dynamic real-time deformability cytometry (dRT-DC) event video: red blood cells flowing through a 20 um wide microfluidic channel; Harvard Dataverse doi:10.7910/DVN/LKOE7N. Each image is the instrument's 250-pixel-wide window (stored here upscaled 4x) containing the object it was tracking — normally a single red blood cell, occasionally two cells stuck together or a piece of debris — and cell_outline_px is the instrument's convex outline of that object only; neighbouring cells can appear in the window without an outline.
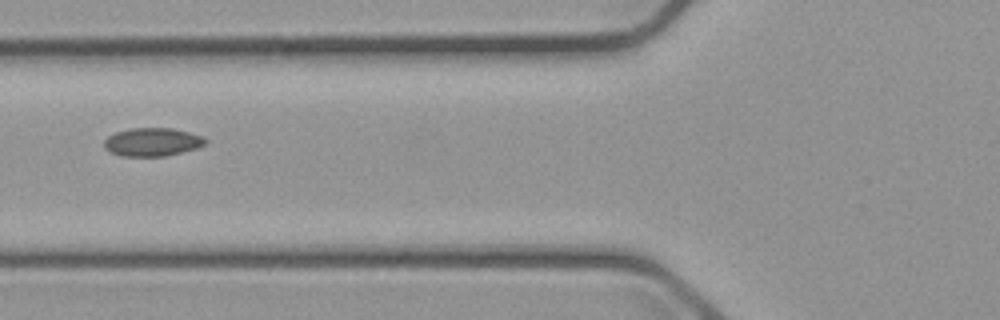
{"species": "common noctule bat (a hibernating species)", "species_latin": "Nyctalus noctula", "temperature_condition": "cold", "stored_images_in_passage": 3, "camera_frame_rate_fps": 3000, "um_per_image_px": 0.085, "animal": {"sex": "male", "body_mass_g": 23.1, "forearm_length_mm": 52.7}, "frame": {"image": 1, "passage_image": 3, "time_ms": 2.333, "image_size_px": [1000, 320], "cell_outline_px": [[208, 140], [204, 144], [196, 148], [164, 156], [120, 156], [108, 152], [104, 148], [104, 140], [108, 136], [116, 132], [132, 128], [172, 128], [188, 132], [200, 136]], "centroid_in_image_um": [12.89, 12.07], "position_along_channel_um": 112.9, "area_um2": 16.59}}